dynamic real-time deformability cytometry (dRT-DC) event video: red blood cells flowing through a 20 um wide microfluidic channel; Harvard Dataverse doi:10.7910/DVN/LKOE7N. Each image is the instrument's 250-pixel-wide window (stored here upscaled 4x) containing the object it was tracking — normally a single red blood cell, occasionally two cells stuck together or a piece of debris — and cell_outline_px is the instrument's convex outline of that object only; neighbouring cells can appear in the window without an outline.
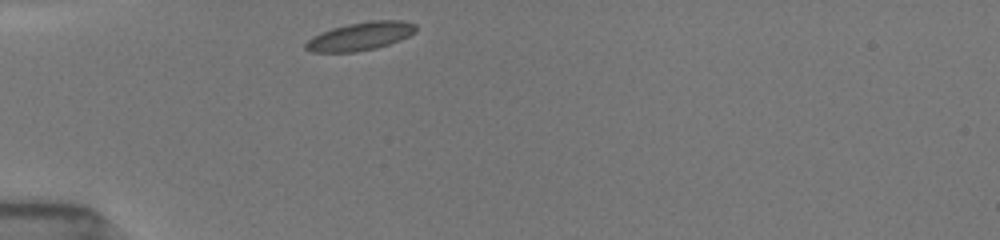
{"species": "common noctule bat (a hibernating species)", "species_latin": "Nyctalus noctula", "temperature_condition": "room temperature", "stored_images_in_passage": 32, "camera_frame_rate_fps": 3000, "um_per_image_px": 0.085, "animal": {"sex": "female", "body_mass_g": 19.5, "forearm_length_mm": 54.1}, "frame": {"image": 1, "passage_image": 1, "time_ms": 0.0, "image_size_px": [1000, 240], "cell_outline_px": [[416, 32], [400, 40], [376, 48], [356, 52], [312, 52], [304, 48], [304, 44], [312, 36], [320, 32], [332, 28], [348, 24], [372, 20], [404, 20], [416, 24]], "centroid_in_image_um": [30.62, 3.08], "position_along_channel_um": 54.4, "area_um2": 18.21}}
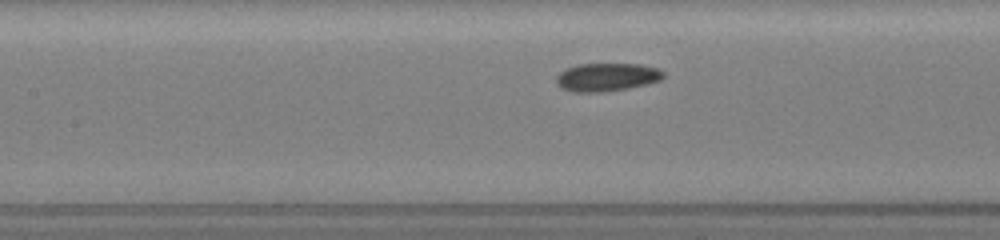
{"frame": {"image": 2, "passage_image": 10, "time_ms": 3.0, "image_size_px": [1000, 240], "cell_outline_px": [[664, 76], [660, 80], [648, 84], [628, 88], [604, 92], [572, 92], [560, 88], [556, 84], [556, 76], [564, 68], [576, 64], [640, 64], [656, 68], [664, 72]], "centroid_in_image_um": [51.53, 6.56], "position_along_channel_um": 155.9, "area_um2": 17.8}}
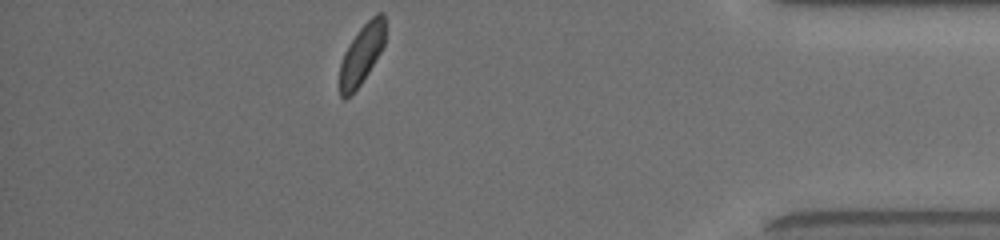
{"frame": {"image": 3, "passage_image": 32, "time_ms": 10.333, "image_size_px": [1000, 240], "cell_outline_px": [[384, 44], [380, 52], [368, 72], [360, 84], [344, 100], [340, 96], [340, 64], [344, 52], [360, 28], [376, 12], [380, 12], [384, 16]], "centroid_in_image_um": [30.73, 4.61], "position_along_channel_um": 404.5, "area_um2": 15.37}, "authors_computed_cell_mechanics": {"area_um2": 17.2533, "velocity_mm_per_s": 3.8792, "shape_relaxation_time_tau1_ms": 2.3466, "shape_relaxation_time_tau2_ms": 6.9734, "deformation_change_tau1": 0.0861, "deformation_change_tau2": 0.0895}}